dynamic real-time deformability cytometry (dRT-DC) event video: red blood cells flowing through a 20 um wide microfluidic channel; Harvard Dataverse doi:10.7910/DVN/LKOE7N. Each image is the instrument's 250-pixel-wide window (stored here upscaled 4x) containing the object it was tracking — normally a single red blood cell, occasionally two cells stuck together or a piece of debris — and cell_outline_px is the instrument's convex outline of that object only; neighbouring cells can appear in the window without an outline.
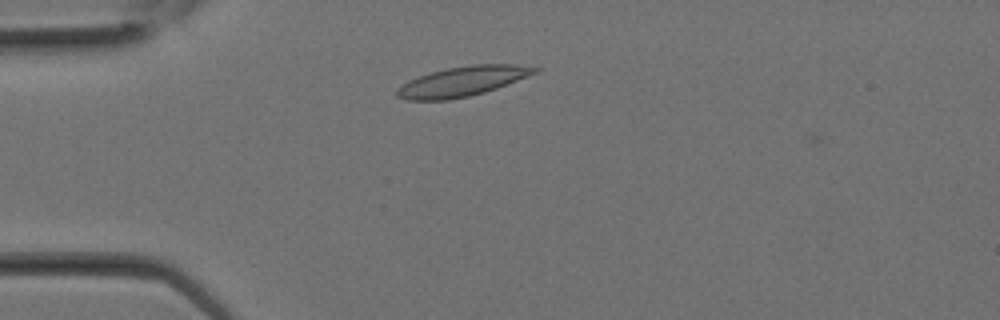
{"species": "Egyptian fruit bat (a non-hibernating species)", "species_latin": "Rousettus aegyptiacus", "temperature_condition": "room temperature", "stored_images_in_passage": 10, "camera_frame_rate_fps": 3000, "um_per_image_px": 0.085, "animal": {"sex": "female"}, "frame": {"image": 1, "passage_image": 4, "time_ms": 1.0, "image_size_px": [1000, 320], "cell_outline_px": [[540, 72], [496, 88], [484, 92], [468, 96], [448, 100], [408, 100], [396, 96], [396, 88], [408, 80], [432, 72], [448, 68], [472, 64], [512, 64], [540, 68]], "centroid_in_image_um": [39.31, 6.91], "position_along_channel_um": 45.7, "area_um2": 23.81}}
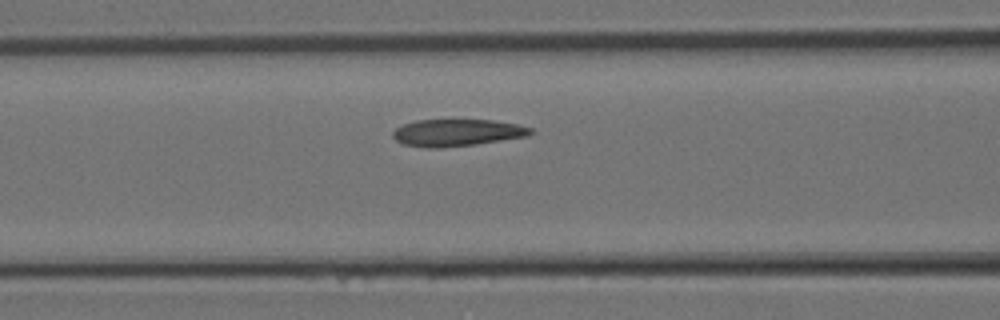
{"frame": {"image": 2, "passage_image": 8, "time_ms": 2.333, "image_size_px": [1000, 320], "cell_outline_px": [[536, 132], [528, 136], [476, 144], [440, 148], [428, 148], [404, 144], [396, 140], [392, 136], [392, 132], [396, 128], [404, 124], [416, 120], [492, 120], [516, 124], [532, 128]], "centroid_in_image_um": [38.86, 11.28], "position_along_channel_um": 127.7, "area_um2": 21.68}}
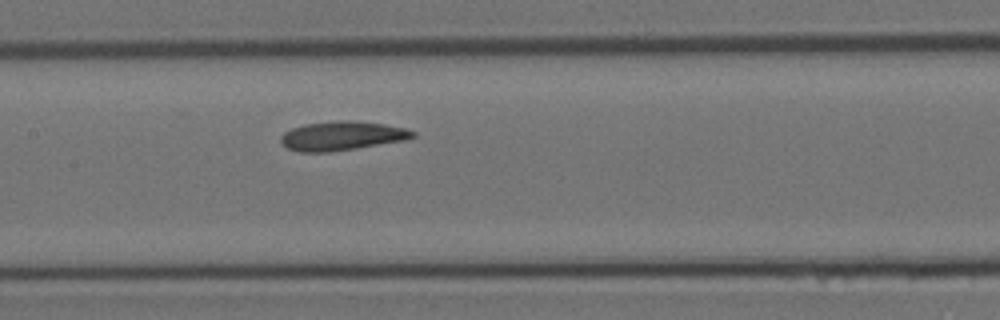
{"frame": {"image": 3, "passage_image": 10, "time_ms": 3.0, "image_size_px": [1000, 320], "cell_outline_px": [[416, 136], [404, 140], [356, 148], [328, 152], [300, 152], [288, 148], [280, 140], [280, 136], [284, 132], [292, 128], [304, 124], [340, 120], [352, 120], [384, 124], [404, 128], [416, 132]], "centroid_in_image_um": [29.05, 11.54], "position_along_channel_um": 178.3, "area_um2": 22.2}}